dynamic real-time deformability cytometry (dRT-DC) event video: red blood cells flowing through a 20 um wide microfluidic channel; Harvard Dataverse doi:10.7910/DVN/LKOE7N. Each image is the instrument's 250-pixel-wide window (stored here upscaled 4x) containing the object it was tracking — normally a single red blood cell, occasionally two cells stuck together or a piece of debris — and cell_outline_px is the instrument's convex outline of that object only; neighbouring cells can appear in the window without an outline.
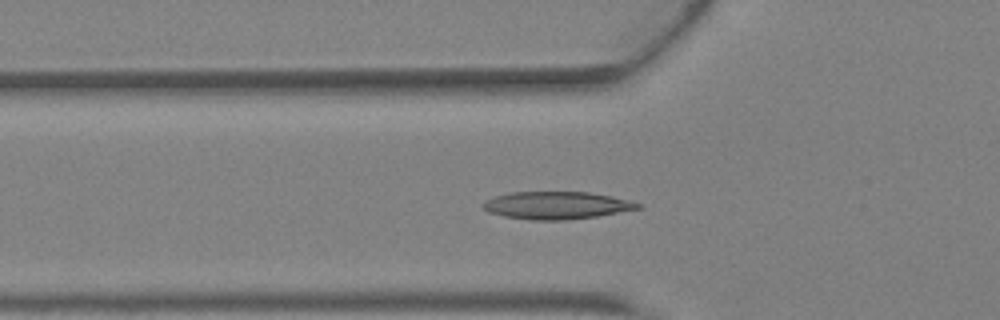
{"species": "Egyptian fruit bat (a non-hibernating species)", "species_latin": "Rousettus aegyptiacus", "temperature_condition": "warm", "stored_images_in_passage": 43, "camera_frame_rate_fps": 3000, "um_per_image_px": 0.085, "animal": {"sex": "female"}, "frame": {"image": 1, "passage_image": 14, "time_ms": 4.333, "image_size_px": [1000, 320], "cell_outline_px": [[644, 208], [596, 216], [564, 220], [532, 220], [504, 216], [488, 212], [480, 204], [484, 200], [492, 196], [508, 192], [588, 192], [612, 196], [640, 204]], "centroid_in_image_um": [47.25, 17.45], "position_along_channel_um": 78.6, "area_um2": 24.91}}
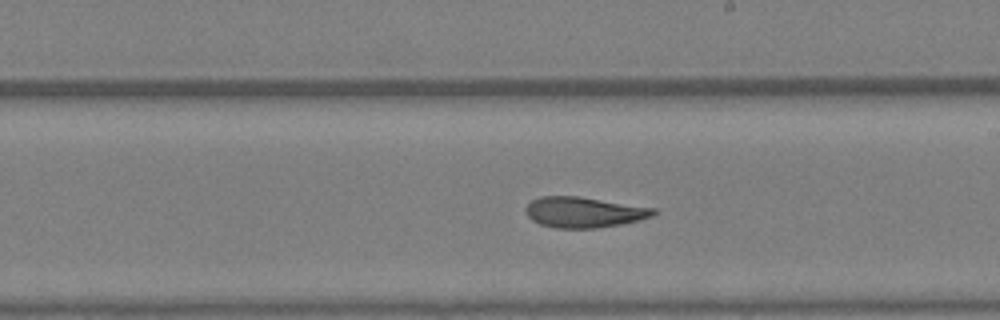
{"frame": {"image": 2, "passage_image": 24, "time_ms": 7.667, "image_size_px": [1000, 320], "cell_outline_px": [[656, 212], [652, 216], [620, 224], [596, 228], [556, 228], [540, 224], [532, 220], [528, 216], [524, 208], [532, 200], [540, 196], [580, 196], [656, 208]], "centroid_in_image_um": [49.6, 18.03], "position_along_channel_um": 239.4, "area_um2": 22.72}}
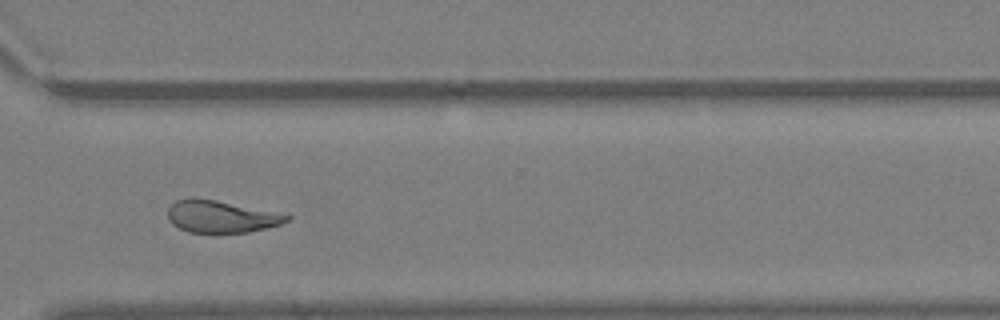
{"frame": {"image": 3, "passage_image": 31, "time_ms": 10.0, "image_size_px": [1000, 320], "cell_outline_px": [[292, 220], [280, 224], [248, 232], [188, 232], [172, 224], [168, 220], [168, 208], [176, 200], [188, 196], [196, 196], [216, 200], [292, 216]], "centroid_in_image_um": [18.72, 18.39], "position_along_channel_um": 351.9, "area_um2": 22.2}, "authors_computed_cell_mechanics": {"area_um2": 23.5246, "velocity_mm_per_s": 4.815, "shape_relaxation_time_tau1_ms": null, "shape_relaxation_time_tau2_ms": 9.7309, "deformation_change_tau1": null, "deformation_change_tau2": 0.2141}}